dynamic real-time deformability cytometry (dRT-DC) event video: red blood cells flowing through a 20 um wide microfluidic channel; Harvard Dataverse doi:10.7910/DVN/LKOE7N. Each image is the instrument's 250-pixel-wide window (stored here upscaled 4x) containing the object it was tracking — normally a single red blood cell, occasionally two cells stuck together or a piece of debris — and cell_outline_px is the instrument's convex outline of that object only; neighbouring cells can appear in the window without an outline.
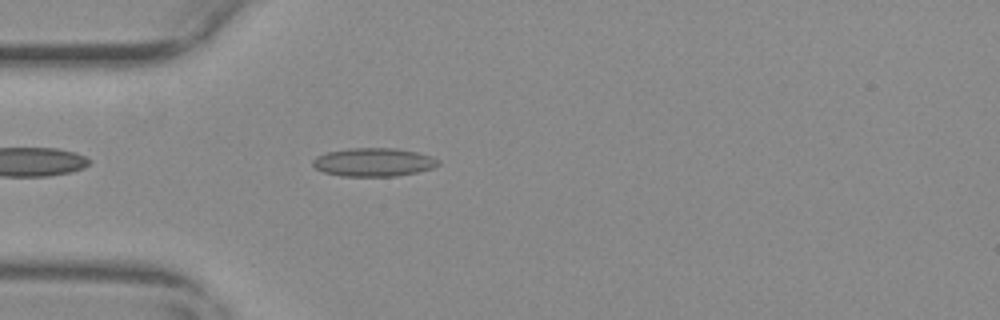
{"species": "common noctule bat (a hibernating species)", "species_latin": "Nyctalus noctula", "temperature_condition": "warm", "stored_images_in_passage": 45, "camera_frame_rate_fps": 3000, "um_per_image_px": 0.085, "animal": {"sex": "female", "body_mass_g": 29.2, "forearm_length_mm": 56.3}, "frame": {"image": 1, "passage_image": 5, "time_ms": 1.333, "image_size_px": [1000, 320], "cell_outline_px": [[440, 164], [432, 168], [416, 172], [396, 176], [340, 176], [324, 172], [316, 168], [312, 164], [312, 160], [316, 156], [328, 152], [352, 148], [396, 148], [416, 152], [432, 156], [440, 160]], "centroid_in_image_um": [31.76, 13.78], "position_along_channel_um": 53.2, "area_um2": 20.75}}
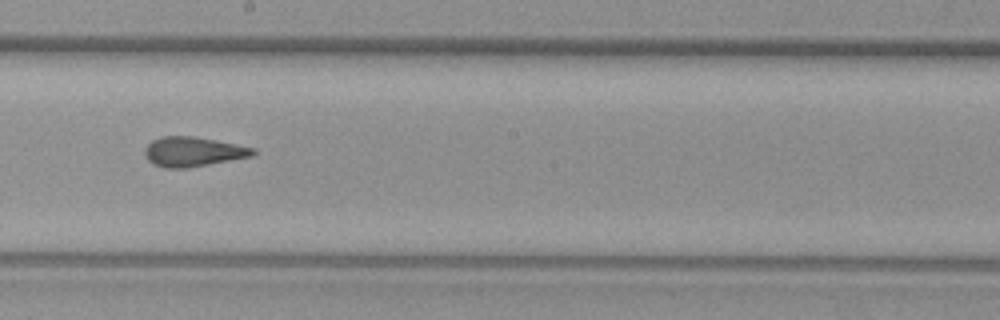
{"frame": {"image": 2, "passage_image": 20, "time_ms": 6.333, "image_size_px": [1000, 320], "cell_outline_px": [[256, 152], [252, 156], [188, 168], [164, 168], [152, 164], [148, 160], [144, 152], [144, 148], [152, 140], [160, 136], [192, 136], [216, 140], [256, 148]], "centroid_in_image_um": [16.38, 12.89], "position_along_channel_um": 231.8, "area_um2": 18.79}}
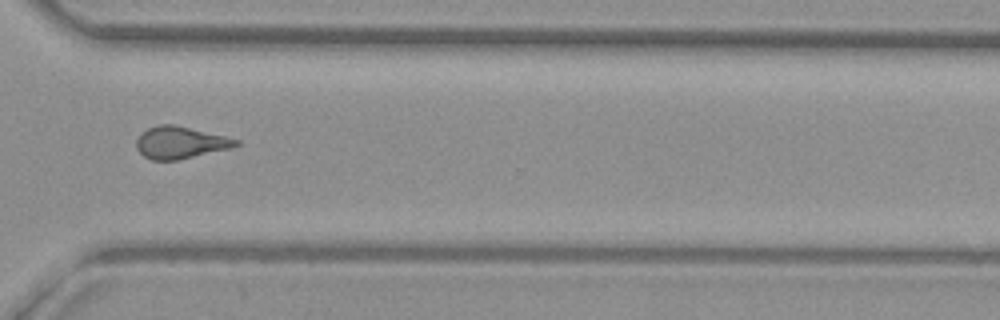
{"frame": {"image": 3, "passage_image": 30, "time_ms": 9.667, "image_size_px": [1000, 320], "cell_outline_px": [[240, 144], [232, 148], [176, 160], [152, 160], [144, 156], [136, 148], [136, 140], [148, 128], [160, 124], [176, 124], [240, 140]], "centroid_in_image_um": [15.34, 12.11], "position_along_channel_um": 355.3, "area_um2": 18.5}, "authors_computed_cell_mechanics": {"area_um2": 18.785, "velocity_mm_per_s": 3.7099, "shape_relaxation_time_tau1_ms": null, "shape_relaxation_time_tau2_ms": 1.1089, "deformation_change_tau1": null, "deformation_change_tau2": 0.0923}}